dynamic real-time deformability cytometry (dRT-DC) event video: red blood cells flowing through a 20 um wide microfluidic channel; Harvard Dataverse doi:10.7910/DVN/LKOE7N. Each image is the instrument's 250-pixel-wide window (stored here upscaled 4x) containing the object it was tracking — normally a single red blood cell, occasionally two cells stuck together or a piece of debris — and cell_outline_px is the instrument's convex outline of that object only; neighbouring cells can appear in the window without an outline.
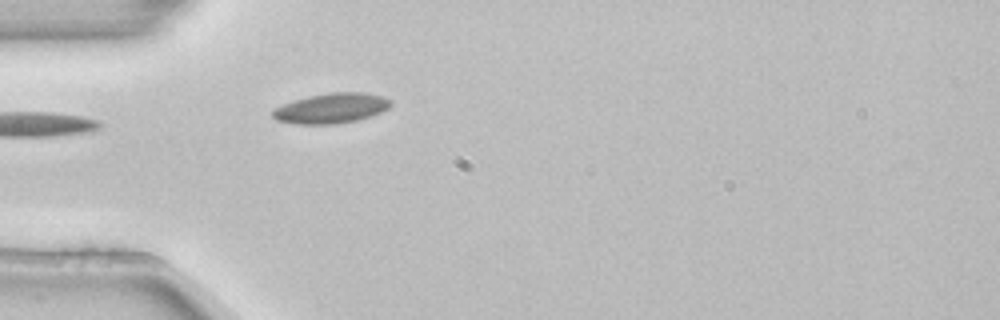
{"species": "common noctule bat (a hibernating species)", "species_latin": "Nyctalus noctula", "temperature_condition": "room temperature", "stored_images_in_passage": 4, "camera_frame_rate_fps": 3000, "um_per_image_px": 0.085, "animal": {"sex": "female", "body_mass_g": 22.7, "forearm_length_mm": 54.2}, "frame": {"image": 1, "passage_image": 4, "time_ms": 1.0, "image_size_px": [1000, 320], "cell_outline_px": [[392, 104], [388, 108], [372, 116], [360, 120], [336, 124], [292, 124], [276, 120], [272, 116], [272, 112], [276, 108], [284, 104], [308, 96], [328, 92], [360, 92], [384, 96], [392, 100]], "centroid_in_image_um": [28.2, 9.21], "position_along_channel_um": 56.8, "area_um2": 20.87}}